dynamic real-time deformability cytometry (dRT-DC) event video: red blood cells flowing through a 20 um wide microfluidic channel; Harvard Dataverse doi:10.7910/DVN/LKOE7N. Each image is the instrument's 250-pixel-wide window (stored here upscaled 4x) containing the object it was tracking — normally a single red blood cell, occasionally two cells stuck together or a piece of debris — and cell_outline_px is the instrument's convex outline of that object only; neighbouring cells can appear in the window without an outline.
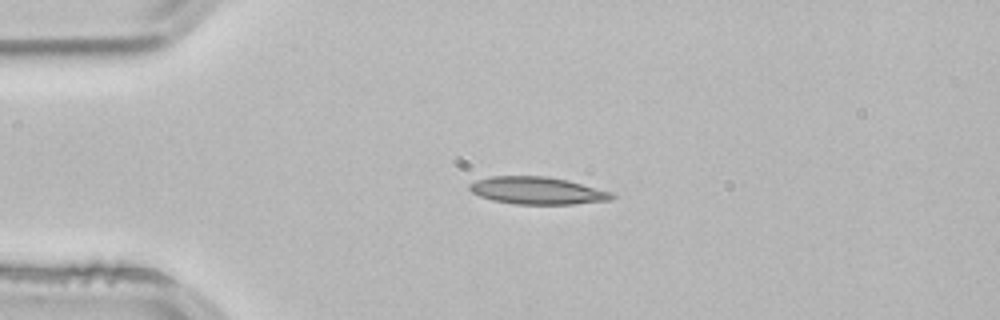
{"species": "common noctule bat (a hibernating species)", "species_latin": "Nyctalus noctula", "temperature_condition": "room temperature", "stored_images_in_passage": 3, "camera_frame_rate_fps": 3000, "um_per_image_px": 0.085, "animal": {"sex": "male", "body_mass_g": 21.5, "forearm_length_mm": 52.0}, "frame": {"image": 1, "passage_image": 2, "time_ms": 0.333, "image_size_px": [1000, 320], "cell_outline_px": [[616, 196], [612, 200], [572, 204], [516, 204], [492, 200], [480, 196], [472, 192], [468, 188], [468, 184], [476, 180], [492, 176], [544, 176], [568, 180], [612, 192]], "centroid_in_image_um": [45.67, 16.2], "position_along_channel_um": 39.3, "area_um2": 22.72}}
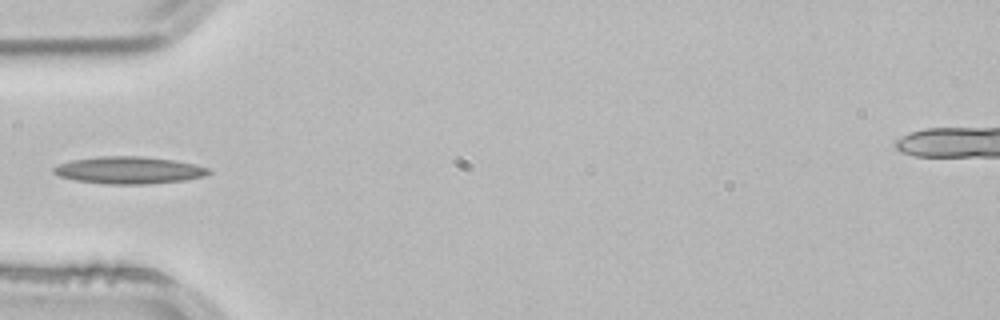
{"frame": {"image": 2, "passage_image": 3, "time_ms": 0.667, "image_size_px": [1000, 320], "cell_outline_px": [[212, 172], [204, 176], [184, 180], [148, 184], [108, 184], [76, 180], [60, 176], [52, 172], [52, 168], [60, 164], [72, 160], [96, 156], [144, 156], [176, 160], [196, 164], [208, 168]], "centroid_in_image_um": [10.98, 14.45], "position_along_channel_um": 74.0, "area_um2": 24.62}}